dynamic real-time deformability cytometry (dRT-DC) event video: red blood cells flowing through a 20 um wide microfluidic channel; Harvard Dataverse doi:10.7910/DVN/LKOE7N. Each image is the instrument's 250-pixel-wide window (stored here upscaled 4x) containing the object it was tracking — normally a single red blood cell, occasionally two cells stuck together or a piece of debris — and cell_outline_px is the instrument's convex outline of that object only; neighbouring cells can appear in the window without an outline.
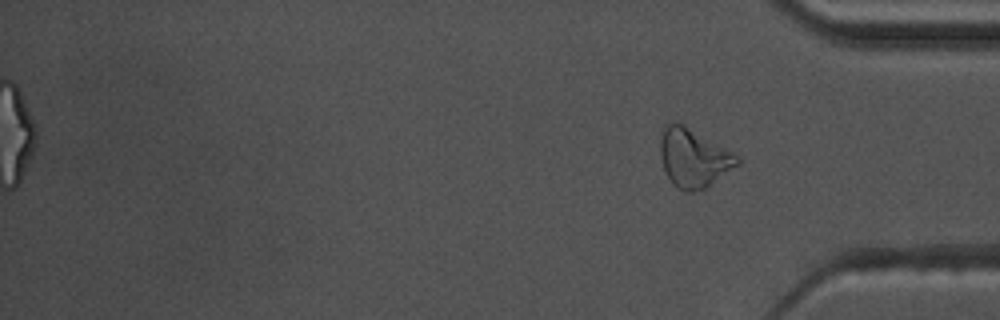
{"species": "common noctule bat (a hibernating species)", "species_latin": "Nyctalus noctula", "temperature_condition": "warm", "stored_images_in_passage": 11, "camera_frame_rate_fps": 3000, "um_per_image_px": 0.085, "animal": {"sex": "male", "body_mass_g": 17.5, "forearm_length_mm": 52.3}, "frame": {"image": 1, "passage_image": 11, "time_ms": 3.333, "image_size_px": [1000, 320], "cell_outline_px": [[740, 164], [704, 188], [692, 192], [684, 192], [672, 184], [664, 168], [660, 156], [660, 140], [664, 128], [668, 124], [676, 120], [732, 152], [740, 160]], "centroid_in_image_um": [58.92, 13.43], "position_along_channel_um": 376.3, "area_um2": 25.89}}